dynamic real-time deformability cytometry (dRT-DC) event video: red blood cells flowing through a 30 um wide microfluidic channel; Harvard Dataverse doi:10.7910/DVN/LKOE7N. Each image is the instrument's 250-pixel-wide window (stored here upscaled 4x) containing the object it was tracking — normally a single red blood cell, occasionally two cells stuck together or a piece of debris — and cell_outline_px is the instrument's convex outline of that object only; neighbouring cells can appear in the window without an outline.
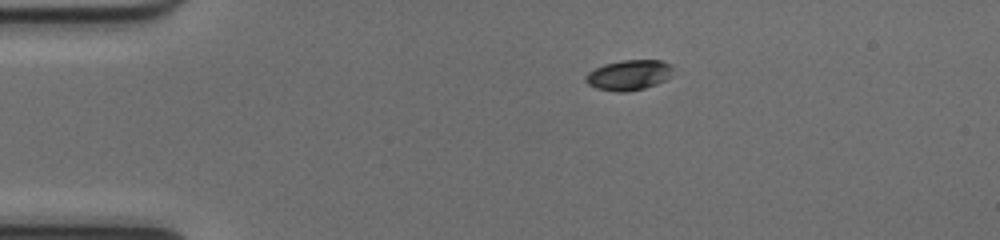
{"species": "common noctule bat (a hibernating species)", "species_latin": "Nyctalus noctula", "temperature_condition": "cold", "stored_images_in_passage": 43, "camera_frame_rate_fps": 3000, "um_per_image_px": 0.085, "animal": {"sex": "female", "body_mass_g": 17.0, "forearm_length_mm": 48.0}, "frame": {"image": 1, "passage_image": 1, "time_ms": 0.0, "image_size_px": [1000, 240], "cell_outline_px": [[672, 76], [656, 84], [644, 88], [628, 92], [616, 92], [596, 88], [588, 84], [584, 80], [584, 76], [588, 72], [604, 64], [620, 60], [660, 60], [672, 64]], "centroid_in_image_um": [53.45, 6.38], "position_along_channel_um": 31.6, "area_um2": 15.55}}
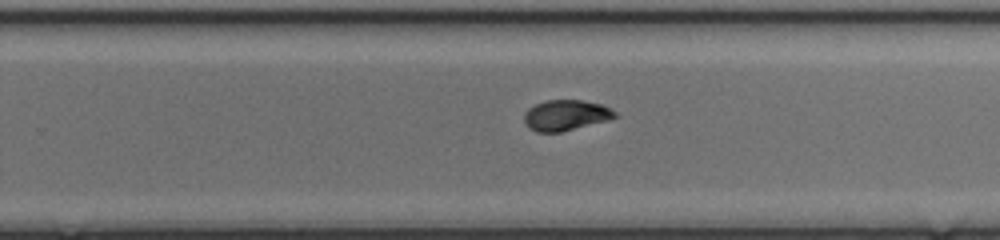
{"frame": {"image": 2, "passage_image": 24, "time_ms": 7.667, "image_size_px": [1000, 240], "cell_outline_px": [[616, 116], [608, 120], [560, 132], [536, 132], [528, 128], [524, 124], [524, 112], [528, 108], [544, 100], [580, 100], [600, 104], [616, 112]], "centroid_in_image_um": [48.02, 9.8], "position_along_channel_um": 281.8, "area_um2": 16.13}}
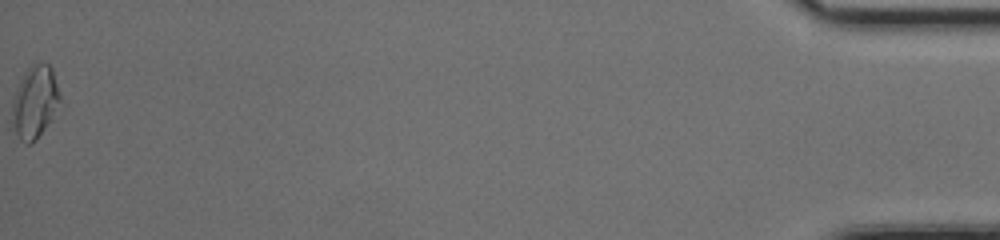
{"frame": {"image": 3, "passage_image": 43, "time_ms": 14.0, "image_size_px": [1000, 240], "cell_outline_px": [[60, 100], [44, 128], [36, 140], [28, 144], [24, 144], [20, 140], [12, 128], [12, 100], [20, 80], [24, 72], [36, 60], [48, 64], [52, 68], [60, 96]], "centroid_in_image_um": [2.92, 8.64], "position_along_channel_um": 432.3, "area_um2": 20.0}, "authors_computed_cell_mechanics": {"area_um2": 16.5886, "velocity_mm_per_s": 3.9995, "shape_relaxation_time_tau1_ms": 9.2491, "shape_relaxation_time_tau2_ms": 1.4822, "deformation_change_tau1": 0.2396, "deformation_change_tau2": 0.0549}}